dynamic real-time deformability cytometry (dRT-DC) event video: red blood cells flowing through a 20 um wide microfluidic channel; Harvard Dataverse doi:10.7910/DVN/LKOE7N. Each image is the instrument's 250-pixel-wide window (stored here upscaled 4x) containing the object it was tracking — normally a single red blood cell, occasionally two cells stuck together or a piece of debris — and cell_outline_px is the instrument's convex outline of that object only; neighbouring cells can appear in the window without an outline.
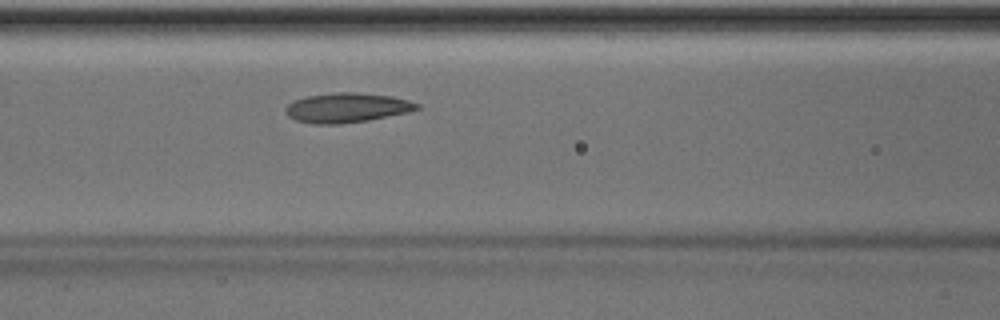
{"species": "Egyptian fruit bat (a non-hibernating species)", "species_latin": "Rousettus aegyptiacus", "temperature_condition": "room temperature", "stored_images_in_passage": 42, "camera_frame_rate_fps": 3000, "um_per_image_px": 0.085, "animal": {"sex": "male"}, "frame": {"image": 1, "passage_image": 13, "time_ms": 4.0, "image_size_px": [1000, 320], "cell_outline_px": [[420, 108], [408, 112], [368, 120], [340, 124], [316, 124], [296, 120], [288, 116], [284, 112], [284, 108], [292, 100], [308, 96], [336, 92], [356, 92], [392, 96], [408, 100], [420, 104]], "centroid_in_image_um": [29.46, 9.15], "position_along_channel_um": 137.1, "area_um2": 22.72}, "authors_computed_cell_mechanics": {"area_um2": 22.2819, "velocity_mm_per_s": 3.9926, "shape_relaxation_time_tau1_ms": 5.4338, "shape_relaxation_time_tau2_ms": 1.7054, "deformation_change_tau1": 0.1326, "deformation_change_tau2": 0.077}}